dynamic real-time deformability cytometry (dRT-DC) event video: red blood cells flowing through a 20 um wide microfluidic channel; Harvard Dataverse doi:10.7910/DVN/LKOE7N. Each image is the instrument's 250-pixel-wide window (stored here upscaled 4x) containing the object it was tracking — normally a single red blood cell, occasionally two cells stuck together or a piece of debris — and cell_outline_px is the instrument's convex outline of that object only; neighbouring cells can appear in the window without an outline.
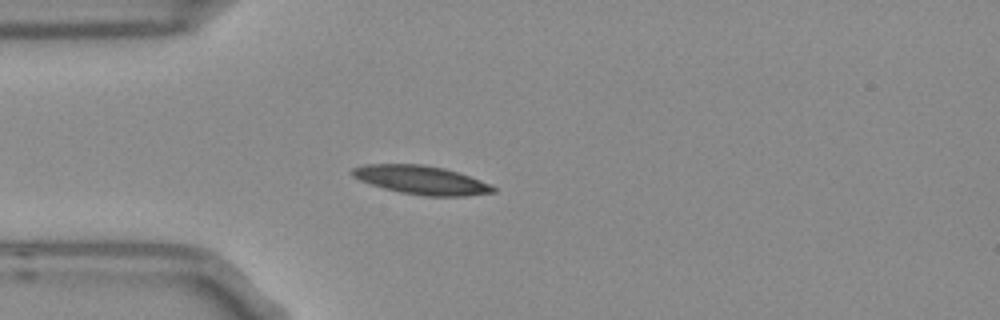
{"species": "Egyptian fruit bat (a non-hibernating species)", "species_latin": "Rousettus aegyptiacus", "temperature_condition": "room temperature", "stored_images_in_passage": 40, "camera_frame_rate_fps": 3000, "um_per_image_px": 0.085, "frame": {"image": 1, "passage_image": 1, "time_ms": 0.0, "image_size_px": [1000, 320], "cell_outline_px": [[496, 192], [468, 196], [424, 196], [400, 192], [384, 188], [360, 180], [352, 176], [348, 172], [352, 168], [364, 164], [420, 164], [444, 168], [480, 180], [496, 188]], "centroid_in_image_um": [35.77, 15.3], "position_along_channel_um": 49.2, "area_um2": 23.41}}
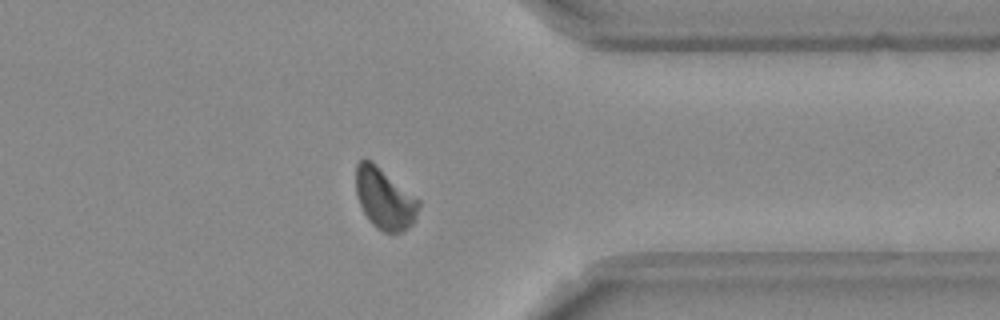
{"frame": {"image": 2, "passage_image": 29, "time_ms": 9.333, "image_size_px": [1000, 320], "cell_outline_px": [[420, 208], [412, 224], [404, 232], [384, 232], [376, 228], [372, 224], [364, 212], [360, 204], [356, 192], [356, 164], [364, 156], [372, 160], [420, 200]], "centroid_in_image_um": [32.69, 16.86], "position_along_channel_um": 378.7, "area_um2": 22.54}}
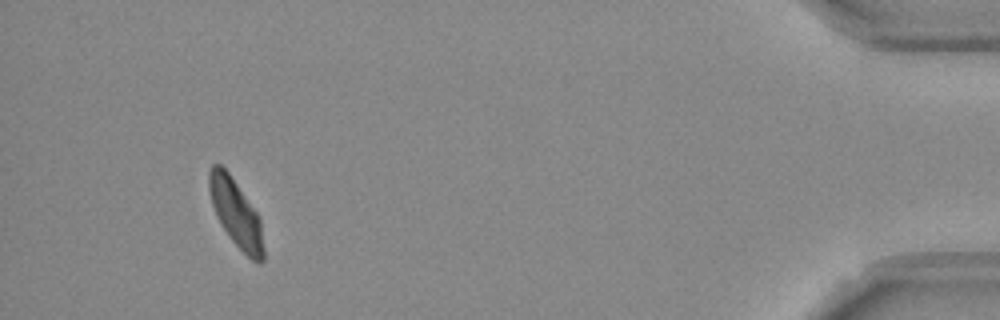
{"frame": {"image": 3, "passage_image": 37, "time_ms": 12.0, "image_size_px": [1000, 320], "cell_outline_px": [[264, 260], [260, 264], [252, 260], [228, 236], [220, 224], [216, 216], [212, 204], [208, 188], [208, 172], [212, 164], [220, 164], [228, 172], [256, 212], [260, 220], [264, 248]], "centroid_in_image_um": [20.03, 18.13], "position_along_channel_um": 415.2, "area_um2": 21.21}, "authors_computed_cell_mechanics": {"area_um2": 22.4842, "velocity_mm_per_s": 3.7341, "shape_relaxation_time_tau1_ms": 3.5117, "shape_relaxation_time_tau2_ms": 9.56, "deformation_change_tau1": 0.1358, "deformation_change_tau2": 0.1581}}